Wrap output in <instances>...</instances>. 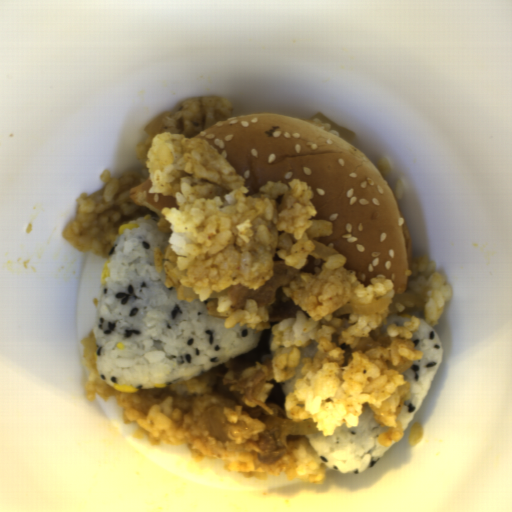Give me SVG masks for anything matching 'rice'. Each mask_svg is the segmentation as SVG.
<instances>
[{"mask_svg": "<svg viewBox=\"0 0 512 512\" xmlns=\"http://www.w3.org/2000/svg\"><path fill=\"white\" fill-rule=\"evenodd\" d=\"M160 142L173 161L151 173ZM134 151L139 168L119 177L102 171L96 191L76 196V214L61 232L64 240L83 253L109 257L120 226L152 213L130 196L131 189L149 179V193L173 197L178 206L161 208L157 222L169 235L165 247L154 249L165 286L185 303L198 299L211 316L224 319L227 329L238 323L260 333L271 328L275 381L293 385L285 401L286 418L312 419L317 432L328 437L340 426L357 427L367 407L379 426L388 428L377 444L400 442L404 429L399 417L412 397L403 373L424 357L413 342L419 317L391 313L398 294L386 275L362 285L355 270L344 268L345 255L310 256L315 239L332 230L328 220L313 219L317 212L308 182L267 181L251 193L244 187L246 178L236 175L214 146L196 134L180 135L175 113ZM275 260L299 270L283 291L301 311L294 319L273 323L255 300L232 311L227 288L240 283L258 290L273 275ZM385 296L391 303L379 313L333 316L346 303H374Z\"/></svg>", "mask_w": 512, "mask_h": 512, "instance_id": "rice-1", "label": "rice"}, {"mask_svg": "<svg viewBox=\"0 0 512 512\" xmlns=\"http://www.w3.org/2000/svg\"><path fill=\"white\" fill-rule=\"evenodd\" d=\"M128 221L138 228L122 234L117 229L92 330L103 381L140 391L158 383L168 387L199 379L256 346L261 332L240 322L226 328L225 319L212 316L199 298L184 302L166 286L155 249L166 247L170 235L161 231L159 219L145 214Z\"/></svg>", "mask_w": 512, "mask_h": 512, "instance_id": "rice-2", "label": "rice"}, {"mask_svg": "<svg viewBox=\"0 0 512 512\" xmlns=\"http://www.w3.org/2000/svg\"><path fill=\"white\" fill-rule=\"evenodd\" d=\"M83 358L88 371L85 384L86 400L97 401L114 397L122 409L125 424L137 423L139 428L133 440H147L153 446L186 445L195 464L214 456L224 462L228 474L264 480L272 474L254 468V457L247 455L246 440L263 430L266 423L260 418L247 417L239 404L220 405L205 380L175 381L166 387H147L135 393L118 390L100 375L95 363L96 339L89 332L82 340ZM223 407L227 419L225 428L228 441H216L205 428V409L212 405Z\"/></svg>", "mask_w": 512, "mask_h": 512, "instance_id": "rice-3", "label": "rice"}, {"mask_svg": "<svg viewBox=\"0 0 512 512\" xmlns=\"http://www.w3.org/2000/svg\"><path fill=\"white\" fill-rule=\"evenodd\" d=\"M390 427L379 425L372 410L363 406L356 427L343 425L334 429L333 435L321 432L303 434L309 438L317 457L325 463V469L339 473L359 474L367 471L393 446L378 444V437Z\"/></svg>", "mask_w": 512, "mask_h": 512, "instance_id": "rice-4", "label": "rice"}, {"mask_svg": "<svg viewBox=\"0 0 512 512\" xmlns=\"http://www.w3.org/2000/svg\"><path fill=\"white\" fill-rule=\"evenodd\" d=\"M419 319L418 330L413 332L412 342L414 349L422 353V359H415L409 369L402 373L405 382L411 388V397L405 400L402 411L398 417L403 432L418 410L441 361L442 349L440 338L433 326Z\"/></svg>", "mask_w": 512, "mask_h": 512, "instance_id": "rice-5", "label": "rice"}, {"mask_svg": "<svg viewBox=\"0 0 512 512\" xmlns=\"http://www.w3.org/2000/svg\"><path fill=\"white\" fill-rule=\"evenodd\" d=\"M405 273L410 277L408 294L422 298L423 322L433 327L440 320L447 301L452 297L445 275L434 269V261L426 254L416 258Z\"/></svg>", "mask_w": 512, "mask_h": 512, "instance_id": "rice-6", "label": "rice"}, {"mask_svg": "<svg viewBox=\"0 0 512 512\" xmlns=\"http://www.w3.org/2000/svg\"><path fill=\"white\" fill-rule=\"evenodd\" d=\"M298 480L313 486H322L326 479V463L315 454H308L305 447H299L294 454Z\"/></svg>", "mask_w": 512, "mask_h": 512, "instance_id": "rice-7", "label": "rice"}, {"mask_svg": "<svg viewBox=\"0 0 512 512\" xmlns=\"http://www.w3.org/2000/svg\"><path fill=\"white\" fill-rule=\"evenodd\" d=\"M424 435L422 425L417 421L413 422L408 435V442L413 446H416Z\"/></svg>", "mask_w": 512, "mask_h": 512, "instance_id": "rice-8", "label": "rice"}, {"mask_svg": "<svg viewBox=\"0 0 512 512\" xmlns=\"http://www.w3.org/2000/svg\"><path fill=\"white\" fill-rule=\"evenodd\" d=\"M377 168L383 175H388L391 173L392 169L389 164V160L386 157L378 158L377 160Z\"/></svg>", "mask_w": 512, "mask_h": 512, "instance_id": "rice-9", "label": "rice"}, {"mask_svg": "<svg viewBox=\"0 0 512 512\" xmlns=\"http://www.w3.org/2000/svg\"><path fill=\"white\" fill-rule=\"evenodd\" d=\"M281 384H282V391H283V393H284V395H285V397H286V399H287V397L289 396V394H290L292 391H294V386H293V384H292V380H287V381H285V382H283V383H281Z\"/></svg>", "mask_w": 512, "mask_h": 512, "instance_id": "rice-10", "label": "rice"}, {"mask_svg": "<svg viewBox=\"0 0 512 512\" xmlns=\"http://www.w3.org/2000/svg\"><path fill=\"white\" fill-rule=\"evenodd\" d=\"M395 194L398 199L404 196V185L401 179H398L395 184Z\"/></svg>", "mask_w": 512, "mask_h": 512, "instance_id": "rice-11", "label": "rice"}]
</instances>
